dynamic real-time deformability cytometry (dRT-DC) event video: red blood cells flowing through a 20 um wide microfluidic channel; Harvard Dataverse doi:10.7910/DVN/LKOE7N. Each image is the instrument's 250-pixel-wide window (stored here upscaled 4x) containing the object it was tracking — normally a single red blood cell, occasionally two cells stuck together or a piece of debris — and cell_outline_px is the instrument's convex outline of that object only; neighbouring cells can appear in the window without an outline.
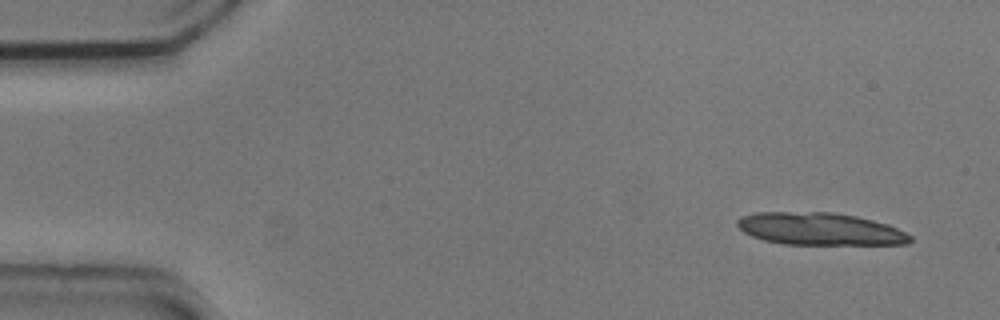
{"species": "common noctule bat (a hibernating species)", "species_latin": "Nyctalus noctula", "temperature_condition": "cold", "stored_images_in_passage": 12, "camera_frame_rate_fps": 3000, "um_per_image_px": 0.085, "animal": {"sex": "male", "body_mass_g": 20.5, "forearm_length_mm": 52.5}, "frame": {"image": 1, "passage_image": 1, "time_ms": 0.0, "image_size_px": [1000, 320], "cell_outline_px": [[912, 240], [908, 244], [784, 244], [764, 240], [752, 236], [744, 232], [736, 224], [736, 220], [740, 216], [756, 212], [836, 212], [856, 216], [888, 224], [912, 236]], "centroid_in_image_um": [69.67, 19.45], "position_along_channel_um": 15.3, "area_um2": 32.66}}